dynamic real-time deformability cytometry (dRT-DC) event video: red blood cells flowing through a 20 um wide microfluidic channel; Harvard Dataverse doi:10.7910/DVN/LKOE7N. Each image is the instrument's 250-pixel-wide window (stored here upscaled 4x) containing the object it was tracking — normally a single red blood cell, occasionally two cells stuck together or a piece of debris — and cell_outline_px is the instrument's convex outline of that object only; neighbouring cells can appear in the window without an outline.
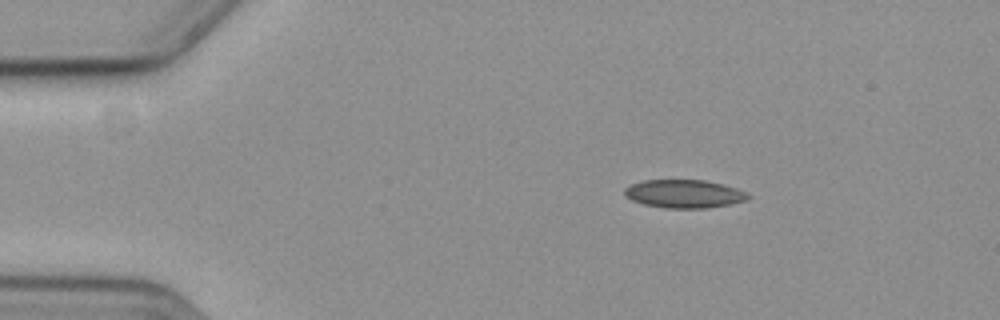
{"species": "common noctule bat (a hibernating species)", "species_latin": "Nyctalus noctula", "temperature_condition": "cold", "stored_images_in_passage": 53, "camera_frame_rate_fps": 3000, "um_per_image_px": 0.085, "animal": {"sex": "female", "body_mass_g": 19.3, "forearm_length_mm": 54.1}, "frame": {"image": 1, "passage_image": 5, "time_ms": 1.333, "image_size_px": [1000, 320], "cell_outline_px": [[752, 196], [748, 200], [708, 208], [664, 208], [644, 204], [632, 200], [624, 192], [624, 188], [632, 184], [644, 180], [704, 180], [724, 184], [736, 188]], "centroid_in_image_um": [58.18, 16.47], "position_along_channel_um": 26.8, "area_um2": 20.23}}
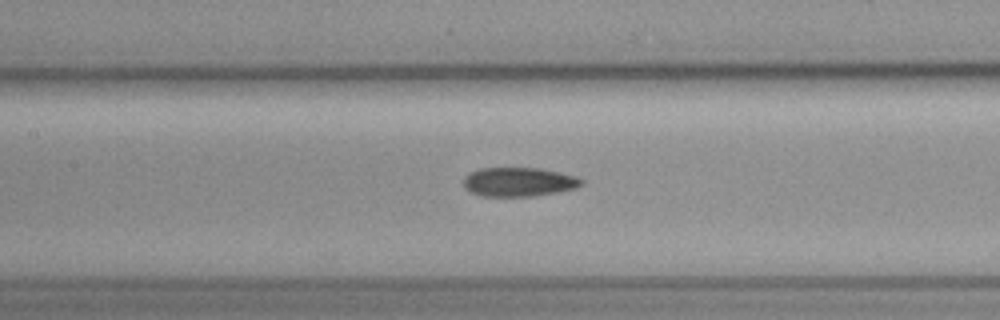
{"frame": {"image": 2, "passage_image": 22, "time_ms": 7.0, "image_size_px": [1000, 320], "cell_outline_px": [[584, 184], [576, 188], [536, 196], [480, 196], [464, 188], [464, 176], [480, 168], [540, 168], [576, 176], [584, 180]], "centroid_in_image_um": [44.11, 15.46], "position_along_channel_um": 163.3, "area_um2": 20.0}}
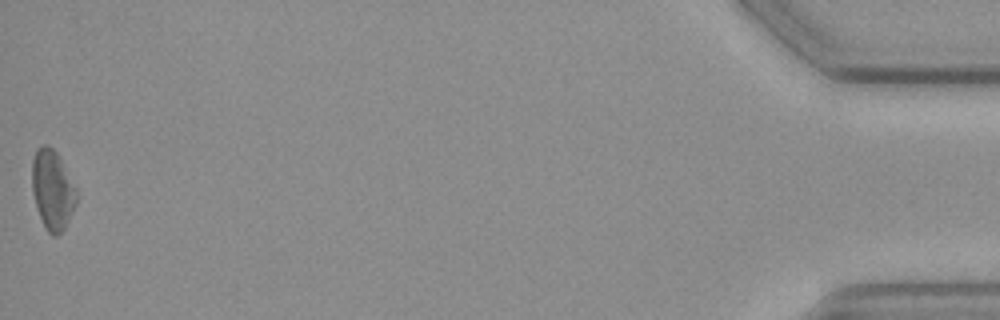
{"frame": {"image": 3, "passage_image": 53, "time_ms": 17.333, "image_size_px": [1000, 320], "cell_outline_px": [[76, 204], [64, 228], [56, 236], [52, 236], [44, 228], [36, 208], [32, 192], [32, 160], [36, 148], [44, 144], [48, 144], [56, 152], [76, 188]], "centroid_in_image_um": [4.43, 16.13], "position_along_channel_um": 430.8, "area_um2": 20.58}, "authors_computed_cell_mechanics": {"area_um2": 20.1722, "velocity_mm_per_s": 3.594, "shape_relaxation_time_tau1_ms": null, "shape_relaxation_time_tau2_ms": 7.2354, "deformation_change_tau1": null, "deformation_change_tau2": 0.1332}}